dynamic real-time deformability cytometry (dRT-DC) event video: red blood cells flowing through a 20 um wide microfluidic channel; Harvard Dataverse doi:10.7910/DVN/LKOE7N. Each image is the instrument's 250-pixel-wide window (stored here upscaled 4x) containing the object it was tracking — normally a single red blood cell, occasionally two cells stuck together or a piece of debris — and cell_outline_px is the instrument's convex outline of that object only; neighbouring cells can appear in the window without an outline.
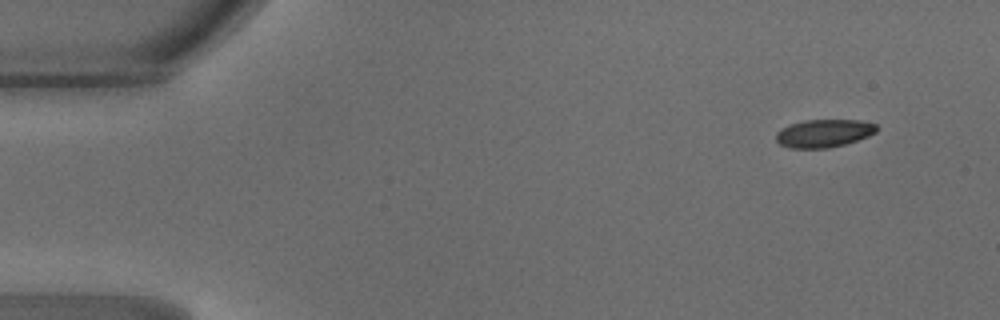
{"species": "common noctule bat (a hibernating species)", "species_latin": "Nyctalus noctula", "temperature_condition": "warm", "stored_images_in_passage": 45, "camera_frame_rate_fps": 3000, "um_per_image_px": 0.085, "animal": {"sex": "male", "body_mass_g": 18.8}, "frame": {"image": 1, "passage_image": 1, "time_ms": 0.0, "image_size_px": [1000, 320], "cell_outline_px": [[876, 132], [868, 136], [844, 144], [828, 148], [792, 148], [780, 144], [776, 140], [776, 132], [780, 128], [788, 124], [804, 120], [860, 120], [876, 124]], "centroid_in_image_um": [69.99, 11.32], "position_along_channel_um": 15.0, "area_um2": 16.36}}
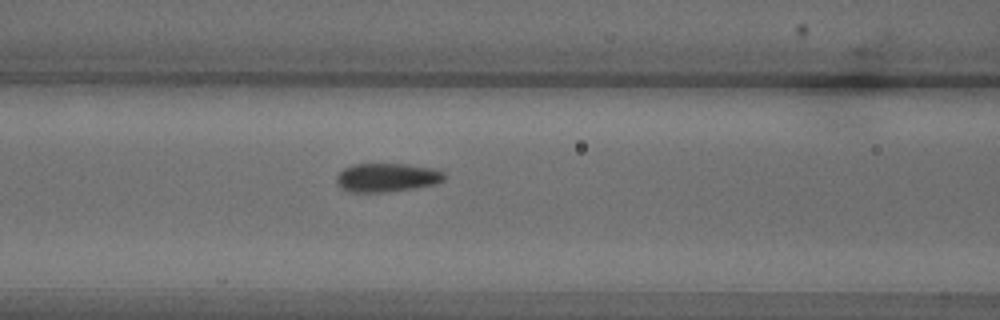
{"frame": {"image": 2, "passage_image": 17, "time_ms": 5.333, "image_size_px": [1000, 320], "cell_outline_px": [[444, 180], [436, 184], [388, 192], [348, 192], [340, 188], [336, 184], [336, 176], [344, 168], [352, 164], [408, 164], [436, 168], [444, 172]], "centroid_in_image_um": [32.87, 15.09], "position_along_channel_um": 133.7, "area_um2": 18.26}}
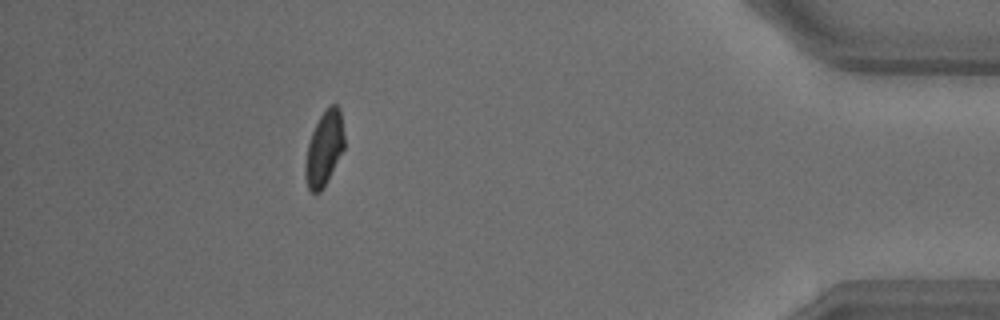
{"frame": {"image": 3, "passage_image": 40, "time_ms": 13.0, "image_size_px": [1000, 320], "cell_outline_px": [[344, 148], [320, 192], [312, 192], [308, 188], [304, 176], [304, 168], [308, 144], [312, 132], [320, 116], [332, 104], [336, 104], [340, 108], [344, 136]], "centroid_in_image_um": [27.54, 12.61], "position_along_channel_um": 407.7, "area_um2": 16.53}, "authors_computed_cell_mechanics": {"area_um2": 17.6868, "velocity_mm_per_s": 4.2374, "shape_relaxation_time_tau1_ms": 2.8434, "shape_relaxation_time_tau2_ms": 0.3582, "deformation_change_tau1": 0.1315, "deformation_change_tau2": 0.0538}}